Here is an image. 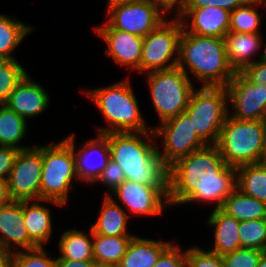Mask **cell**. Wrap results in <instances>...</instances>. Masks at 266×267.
Returning a JSON list of instances; mask_svg holds the SVG:
<instances>
[{
    "label": "cell",
    "mask_w": 266,
    "mask_h": 267,
    "mask_svg": "<svg viewBox=\"0 0 266 267\" xmlns=\"http://www.w3.org/2000/svg\"><path fill=\"white\" fill-rule=\"evenodd\" d=\"M168 171L171 209L191 203L219 209L236 188V168L227 165L216 144H207L178 159Z\"/></svg>",
    "instance_id": "obj_1"
},
{
    "label": "cell",
    "mask_w": 266,
    "mask_h": 267,
    "mask_svg": "<svg viewBox=\"0 0 266 267\" xmlns=\"http://www.w3.org/2000/svg\"><path fill=\"white\" fill-rule=\"evenodd\" d=\"M110 159L125 179L147 186H168V167L157 150L154 131L107 133Z\"/></svg>",
    "instance_id": "obj_2"
},
{
    "label": "cell",
    "mask_w": 266,
    "mask_h": 267,
    "mask_svg": "<svg viewBox=\"0 0 266 267\" xmlns=\"http://www.w3.org/2000/svg\"><path fill=\"white\" fill-rule=\"evenodd\" d=\"M129 76L109 85L81 89L82 94L97 107L106 124L95 125V133L153 131V125L149 126L145 115H142L139 98Z\"/></svg>",
    "instance_id": "obj_3"
},
{
    "label": "cell",
    "mask_w": 266,
    "mask_h": 267,
    "mask_svg": "<svg viewBox=\"0 0 266 267\" xmlns=\"http://www.w3.org/2000/svg\"><path fill=\"white\" fill-rule=\"evenodd\" d=\"M177 67L197 86L226 87L235 71L228 63L225 38L187 33L179 39Z\"/></svg>",
    "instance_id": "obj_4"
},
{
    "label": "cell",
    "mask_w": 266,
    "mask_h": 267,
    "mask_svg": "<svg viewBox=\"0 0 266 267\" xmlns=\"http://www.w3.org/2000/svg\"><path fill=\"white\" fill-rule=\"evenodd\" d=\"M42 161L40 200H51L64 207L69 206L70 193L77 190L78 182L81 185L73 147L64 138L58 142L51 140L42 145Z\"/></svg>",
    "instance_id": "obj_5"
},
{
    "label": "cell",
    "mask_w": 266,
    "mask_h": 267,
    "mask_svg": "<svg viewBox=\"0 0 266 267\" xmlns=\"http://www.w3.org/2000/svg\"><path fill=\"white\" fill-rule=\"evenodd\" d=\"M216 146L228 166L256 164L266 148V122L238 120L228 115Z\"/></svg>",
    "instance_id": "obj_6"
},
{
    "label": "cell",
    "mask_w": 266,
    "mask_h": 267,
    "mask_svg": "<svg viewBox=\"0 0 266 267\" xmlns=\"http://www.w3.org/2000/svg\"><path fill=\"white\" fill-rule=\"evenodd\" d=\"M157 124L185 112L196 84L179 67L144 74Z\"/></svg>",
    "instance_id": "obj_7"
},
{
    "label": "cell",
    "mask_w": 266,
    "mask_h": 267,
    "mask_svg": "<svg viewBox=\"0 0 266 267\" xmlns=\"http://www.w3.org/2000/svg\"><path fill=\"white\" fill-rule=\"evenodd\" d=\"M185 112L197 135L206 144H216L229 115L226 87L198 86L193 90Z\"/></svg>",
    "instance_id": "obj_8"
},
{
    "label": "cell",
    "mask_w": 266,
    "mask_h": 267,
    "mask_svg": "<svg viewBox=\"0 0 266 267\" xmlns=\"http://www.w3.org/2000/svg\"><path fill=\"white\" fill-rule=\"evenodd\" d=\"M183 31L178 17H168L143 38L140 75L177 67L179 39Z\"/></svg>",
    "instance_id": "obj_9"
},
{
    "label": "cell",
    "mask_w": 266,
    "mask_h": 267,
    "mask_svg": "<svg viewBox=\"0 0 266 267\" xmlns=\"http://www.w3.org/2000/svg\"><path fill=\"white\" fill-rule=\"evenodd\" d=\"M153 131L158 154L168 168L178 159L207 145L195 132L186 112L161 122Z\"/></svg>",
    "instance_id": "obj_10"
},
{
    "label": "cell",
    "mask_w": 266,
    "mask_h": 267,
    "mask_svg": "<svg viewBox=\"0 0 266 267\" xmlns=\"http://www.w3.org/2000/svg\"><path fill=\"white\" fill-rule=\"evenodd\" d=\"M105 21L114 29L142 38L154 31L168 16L153 2L107 3Z\"/></svg>",
    "instance_id": "obj_11"
},
{
    "label": "cell",
    "mask_w": 266,
    "mask_h": 267,
    "mask_svg": "<svg viewBox=\"0 0 266 267\" xmlns=\"http://www.w3.org/2000/svg\"><path fill=\"white\" fill-rule=\"evenodd\" d=\"M110 196L120 204L130 218H159L171 209L168 201V186H147L130 180L121 183Z\"/></svg>",
    "instance_id": "obj_12"
},
{
    "label": "cell",
    "mask_w": 266,
    "mask_h": 267,
    "mask_svg": "<svg viewBox=\"0 0 266 267\" xmlns=\"http://www.w3.org/2000/svg\"><path fill=\"white\" fill-rule=\"evenodd\" d=\"M42 170L41 144L19 150L7 180L12 200H40Z\"/></svg>",
    "instance_id": "obj_13"
},
{
    "label": "cell",
    "mask_w": 266,
    "mask_h": 267,
    "mask_svg": "<svg viewBox=\"0 0 266 267\" xmlns=\"http://www.w3.org/2000/svg\"><path fill=\"white\" fill-rule=\"evenodd\" d=\"M229 116L238 120L264 121L266 117V85L254 84L241 72H235L226 85Z\"/></svg>",
    "instance_id": "obj_14"
},
{
    "label": "cell",
    "mask_w": 266,
    "mask_h": 267,
    "mask_svg": "<svg viewBox=\"0 0 266 267\" xmlns=\"http://www.w3.org/2000/svg\"><path fill=\"white\" fill-rule=\"evenodd\" d=\"M92 29L107 46L104 56L110 57L109 59L114 62V65L116 64V67L128 69L129 74L134 72V74L140 75L142 37L114 29L105 20L101 24L94 25Z\"/></svg>",
    "instance_id": "obj_15"
},
{
    "label": "cell",
    "mask_w": 266,
    "mask_h": 267,
    "mask_svg": "<svg viewBox=\"0 0 266 267\" xmlns=\"http://www.w3.org/2000/svg\"><path fill=\"white\" fill-rule=\"evenodd\" d=\"M94 138L82 137V143L77 145L75 133H69L64 139L73 147L76 159L77 175L82 184L91 185L96 181L110 159L107 134L95 133ZM84 140V141H83Z\"/></svg>",
    "instance_id": "obj_16"
},
{
    "label": "cell",
    "mask_w": 266,
    "mask_h": 267,
    "mask_svg": "<svg viewBox=\"0 0 266 267\" xmlns=\"http://www.w3.org/2000/svg\"><path fill=\"white\" fill-rule=\"evenodd\" d=\"M49 95L48 89L28 72L4 104L29 123L30 120L41 117L45 111L47 113L51 106Z\"/></svg>",
    "instance_id": "obj_17"
},
{
    "label": "cell",
    "mask_w": 266,
    "mask_h": 267,
    "mask_svg": "<svg viewBox=\"0 0 266 267\" xmlns=\"http://www.w3.org/2000/svg\"><path fill=\"white\" fill-rule=\"evenodd\" d=\"M187 33L225 38L230 27V12L226 9L206 6L183 9L177 16Z\"/></svg>",
    "instance_id": "obj_18"
},
{
    "label": "cell",
    "mask_w": 266,
    "mask_h": 267,
    "mask_svg": "<svg viewBox=\"0 0 266 267\" xmlns=\"http://www.w3.org/2000/svg\"><path fill=\"white\" fill-rule=\"evenodd\" d=\"M0 247L17 252L37 247L29 238L23 215V201L0 206Z\"/></svg>",
    "instance_id": "obj_19"
},
{
    "label": "cell",
    "mask_w": 266,
    "mask_h": 267,
    "mask_svg": "<svg viewBox=\"0 0 266 267\" xmlns=\"http://www.w3.org/2000/svg\"><path fill=\"white\" fill-rule=\"evenodd\" d=\"M64 208L62 204L51 200L23 201L24 223L30 240L36 246H49L55 229L53 223L54 212L50 207ZM50 205V206H49Z\"/></svg>",
    "instance_id": "obj_20"
},
{
    "label": "cell",
    "mask_w": 266,
    "mask_h": 267,
    "mask_svg": "<svg viewBox=\"0 0 266 267\" xmlns=\"http://www.w3.org/2000/svg\"><path fill=\"white\" fill-rule=\"evenodd\" d=\"M263 34L228 32L225 36L229 65L235 72H241L266 57V41ZM257 56V57H256Z\"/></svg>",
    "instance_id": "obj_21"
},
{
    "label": "cell",
    "mask_w": 266,
    "mask_h": 267,
    "mask_svg": "<svg viewBox=\"0 0 266 267\" xmlns=\"http://www.w3.org/2000/svg\"><path fill=\"white\" fill-rule=\"evenodd\" d=\"M208 215L205 217L204 225L210 230L212 228L213 244L208 245L207 249L221 256L240 249L238 234L240 222L221 208L209 211Z\"/></svg>",
    "instance_id": "obj_22"
},
{
    "label": "cell",
    "mask_w": 266,
    "mask_h": 267,
    "mask_svg": "<svg viewBox=\"0 0 266 267\" xmlns=\"http://www.w3.org/2000/svg\"><path fill=\"white\" fill-rule=\"evenodd\" d=\"M96 220L89 226L93 233L105 236H134L132 230H128L132 220L125 209L116 203L110 196L103 195ZM130 231V232H129Z\"/></svg>",
    "instance_id": "obj_23"
},
{
    "label": "cell",
    "mask_w": 266,
    "mask_h": 267,
    "mask_svg": "<svg viewBox=\"0 0 266 267\" xmlns=\"http://www.w3.org/2000/svg\"><path fill=\"white\" fill-rule=\"evenodd\" d=\"M174 241L134 235L117 267H153Z\"/></svg>",
    "instance_id": "obj_24"
},
{
    "label": "cell",
    "mask_w": 266,
    "mask_h": 267,
    "mask_svg": "<svg viewBox=\"0 0 266 267\" xmlns=\"http://www.w3.org/2000/svg\"><path fill=\"white\" fill-rule=\"evenodd\" d=\"M55 244L58 248L56 259H68L76 261H94L92 247L93 230L89 226V230L68 228L63 231Z\"/></svg>",
    "instance_id": "obj_25"
},
{
    "label": "cell",
    "mask_w": 266,
    "mask_h": 267,
    "mask_svg": "<svg viewBox=\"0 0 266 267\" xmlns=\"http://www.w3.org/2000/svg\"><path fill=\"white\" fill-rule=\"evenodd\" d=\"M8 14L0 13V59H17V48L36 28L33 24Z\"/></svg>",
    "instance_id": "obj_26"
},
{
    "label": "cell",
    "mask_w": 266,
    "mask_h": 267,
    "mask_svg": "<svg viewBox=\"0 0 266 267\" xmlns=\"http://www.w3.org/2000/svg\"><path fill=\"white\" fill-rule=\"evenodd\" d=\"M29 125L23 117L6 104H0V146L14 147L18 150L32 147L34 144L22 143L27 142Z\"/></svg>",
    "instance_id": "obj_27"
},
{
    "label": "cell",
    "mask_w": 266,
    "mask_h": 267,
    "mask_svg": "<svg viewBox=\"0 0 266 267\" xmlns=\"http://www.w3.org/2000/svg\"><path fill=\"white\" fill-rule=\"evenodd\" d=\"M221 209L239 222H242L252 219H264L266 203L252 198L235 188L225 199Z\"/></svg>",
    "instance_id": "obj_28"
},
{
    "label": "cell",
    "mask_w": 266,
    "mask_h": 267,
    "mask_svg": "<svg viewBox=\"0 0 266 267\" xmlns=\"http://www.w3.org/2000/svg\"><path fill=\"white\" fill-rule=\"evenodd\" d=\"M133 236H105L92 233L93 257L96 264L117 266Z\"/></svg>",
    "instance_id": "obj_29"
},
{
    "label": "cell",
    "mask_w": 266,
    "mask_h": 267,
    "mask_svg": "<svg viewBox=\"0 0 266 267\" xmlns=\"http://www.w3.org/2000/svg\"><path fill=\"white\" fill-rule=\"evenodd\" d=\"M262 9L266 13V0L241 4L230 12L229 32L264 34L261 30Z\"/></svg>",
    "instance_id": "obj_30"
},
{
    "label": "cell",
    "mask_w": 266,
    "mask_h": 267,
    "mask_svg": "<svg viewBox=\"0 0 266 267\" xmlns=\"http://www.w3.org/2000/svg\"><path fill=\"white\" fill-rule=\"evenodd\" d=\"M236 188L242 193L266 203V167L259 163L237 167Z\"/></svg>",
    "instance_id": "obj_31"
},
{
    "label": "cell",
    "mask_w": 266,
    "mask_h": 267,
    "mask_svg": "<svg viewBox=\"0 0 266 267\" xmlns=\"http://www.w3.org/2000/svg\"><path fill=\"white\" fill-rule=\"evenodd\" d=\"M18 59H0V104L5 103L17 84L28 73Z\"/></svg>",
    "instance_id": "obj_32"
},
{
    "label": "cell",
    "mask_w": 266,
    "mask_h": 267,
    "mask_svg": "<svg viewBox=\"0 0 266 267\" xmlns=\"http://www.w3.org/2000/svg\"><path fill=\"white\" fill-rule=\"evenodd\" d=\"M238 229L241 248L266 251V223L264 219L242 221Z\"/></svg>",
    "instance_id": "obj_33"
},
{
    "label": "cell",
    "mask_w": 266,
    "mask_h": 267,
    "mask_svg": "<svg viewBox=\"0 0 266 267\" xmlns=\"http://www.w3.org/2000/svg\"><path fill=\"white\" fill-rule=\"evenodd\" d=\"M47 249L45 246H37L14 252V267H56V254Z\"/></svg>",
    "instance_id": "obj_34"
},
{
    "label": "cell",
    "mask_w": 266,
    "mask_h": 267,
    "mask_svg": "<svg viewBox=\"0 0 266 267\" xmlns=\"http://www.w3.org/2000/svg\"><path fill=\"white\" fill-rule=\"evenodd\" d=\"M187 267H224L222 256L208 250L205 245L186 248Z\"/></svg>",
    "instance_id": "obj_35"
},
{
    "label": "cell",
    "mask_w": 266,
    "mask_h": 267,
    "mask_svg": "<svg viewBox=\"0 0 266 267\" xmlns=\"http://www.w3.org/2000/svg\"><path fill=\"white\" fill-rule=\"evenodd\" d=\"M264 251L254 248H240L222 255L224 267H257Z\"/></svg>",
    "instance_id": "obj_36"
},
{
    "label": "cell",
    "mask_w": 266,
    "mask_h": 267,
    "mask_svg": "<svg viewBox=\"0 0 266 267\" xmlns=\"http://www.w3.org/2000/svg\"><path fill=\"white\" fill-rule=\"evenodd\" d=\"M125 180L123 169L115 161L109 159L106 167L91 186L96 187L100 184L106 188L102 195H109Z\"/></svg>",
    "instance_id": "obj_37"
},
{
    "label": "cell",
    "mask_w": 266,
    "mask_h": 267,
    "mask_svg": "<svg viewBox=\"0 0 266 267\" xmlns=\"http://www.w3.org/2000/svg\"><path fill=\"white\" fill-rule=\"evenodd\" d=\"M153 267H187L186 248L173 242L159 257Z\"/></svg>",
    "instance_id": "obj_38"
},
{
    "label": "cell",
    "mask_w": 266,
    "mask_h": 267,
    "mask_svg": "<svg viewBox=\"0 0 266 267\" xmlns=\"http://www.w3.org/2000/svg\"><path fill=\"white\" fill-rule=\"evenodd\" d=\"M242 3L239 0H187L184 9H198L206 6L218 7L232 12Z\"/></svg>",
    "instance_id": "obj_39"
},
{
    "label": "cell",
    "mask_w": 266,
    "mask_h": 267,
    "mask_svg": "<svg viewBox=\"0 0 266 267\" xmlns=\"http://www.w3.org/2000/svg\"><path fill=\"white\" fill-rule=\"evenodd\" d=\"M18 149L9 146H0V181H7Z\"/></svg>",
    "instance_id": "obj_40"
},
{
    "label": "cell",
    "mask_w": 266,
    "mask_h": 267,
    "mask_svg": "<svg viewBox=\"0 0 266 267\" xmlns=\"http://www.w3.org/2000/svg\"><path fill=\"white\" fill-rule=\"evenodd\" d=\"M241 73L254 84L266 85V57L246 66Z\"/></svg>",
    "instance_id": "obj_41"
},
{
    "label": "cell",
    "mask_w": 266,
    "mask_h": 267,
    "mask_svg": "<svg viewBox=\"0 0 266 267\" xmlns=\"http://www.w3.org/2000/svg\"><path fill=\"white\" fill-rule=\"evenodd\" d=\"M155 3L168 17H177L184 7L187 0H150Z\"/></svg>",
    "instance_id": "obj_42"
},
{
    "label": "cell",
    "mask_w": 266,
    "mask_h": 267,
    "mask_svg": "<svg viewBox=\"0 0 266 267\" xmlns=\"http://www.w3.org/2000/svg\"><path fill=\"white\" fill-rule=\"evenodd\" d=\"M95 261L56 259V267H95Z\"/></svg>",
    "instance_id": "obj_43"
},
{
    "label": "cell",
    "mask_w": 266,
    "mask_h": 267,
    "mask_svg": "<svg viewBox=\"0 0 266 267\" xmlns=\"http://www.w3.org/2000/svg\"><path fill=\"white\" fill-rule=\"evenodd\" d=\"M0 267H14L13 252L0 247Z\"/></svg>",
    "instance_id": "obj_44"
},
{
    "label": "cell",
    "mask_w": 266,
    "mask_h": 267,
    "mask_svg": "<svg viewBox=\"0 0 266 267\" xmlns=\"http://www.w3.org/2000/svg\"><path fill=\"white\" fill-rule=\"evenodd\" d=\"M12 201L9 194L7 181H0V206L6 205Z\"/></svg>",
    "instance_id": "obj_45"
},
{
    "label": "cell",
    "mask_w": 266,
    "mask_h": 267,
    "mask_svg": "<svg viewBox=\"0 0 266 267\" xmlns=\"http://www.w3.org/2000/svg\"><path fill=\"white\" fill-rule=\"evenodd\" d=\"M148 0H107V3H131V2H141Z\"/></svg>",
    "instance_id": "obj_46"
},
{
    "label": "cell",
    "mask_w": 266,
    "mask_h": 267,
    "mask_svg": "<svg viewBox=\"0 0 266 267\" xmlns=\"http://www.w3.org/2000/svg\"><path fill=\"white\" fill-rule=\"evenodd\" d=\"M257 267H266V251L262 253Z\"/></svg>",
    "instance_id": "obj_47"
},
{
    "label": "cell",
    "mask_w": 266,
    "mask_h": 267,
    "mask_svg": "<svg viewBox=\"0 0 266 267\" xmlns=\"http://www.w3.org/2000/svg\"><path fill=\"white\" fill-rule=\"evenodd\" d=\"M261 166L266 167V148L262 152V155L260 157V160L258 162Z\"/></svg>",
    "instance_id": "obj_48"
},
{
    "label": "cell",
    "mask_w": 266,
    "mask_h": 267,
    "mask_svg": "<svg viewBox=\"0 0 266 267\" xmlns=\"http://www.w3.org/2000/svg\"><path fill=\"white\" fill-rule=\"evenodd\" d=\"M239 1L243 4V3H253V2L265 1V0H239Z\"/></svg>",
    "instance_id": "obj_49"
},
{
    "label": "cell",
    "mask_w": 266,
    "mask_h": 267,
    "mask_svg": "<svg viewBox=\"0 0 266 267\" xmlns=\"http://www.w3.org/2000/svg\"><path fill=\"white\" fill-rule=\"evenodd\" d=\"M95 267H117V266L96 264Z\"/></svg>",
    "instance_id": "obj_50"
}]
</instances>
